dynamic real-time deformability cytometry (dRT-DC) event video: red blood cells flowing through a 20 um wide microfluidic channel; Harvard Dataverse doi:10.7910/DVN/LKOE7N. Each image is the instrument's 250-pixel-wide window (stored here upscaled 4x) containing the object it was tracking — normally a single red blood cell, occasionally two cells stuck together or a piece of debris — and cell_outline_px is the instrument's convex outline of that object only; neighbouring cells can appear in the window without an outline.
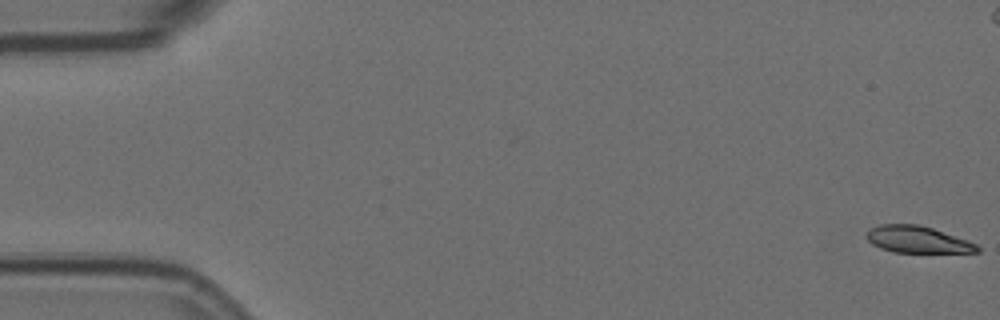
{"species": "Egyptian fruit bat (a non-hibernating species)", "species_latin": "Rousettus aegyptiacus", "temperature_condition": "room temperature", "stored_images_in_passage": 58, "camera_frame_rate_fps": 3000, "um_per_image_px": 0.085, "animal": {"sex": "female"}, "frame": {"image": 1, "passage_image": 1, "time_ms": 0.0, "image_size_px": [1000, 320], "cell_outline_px": [[980, 252], [892, 252], [880, 248], [872, 244], [864, 236], [872, 228], [880, 224], [916, 224], [932, 228], [968, 240], [976, 244], [980, 248]], "centroid_in_image_um": [77.97, 20.36], "position_along_channel_um": 7.0, "area_um2": 17.17}}
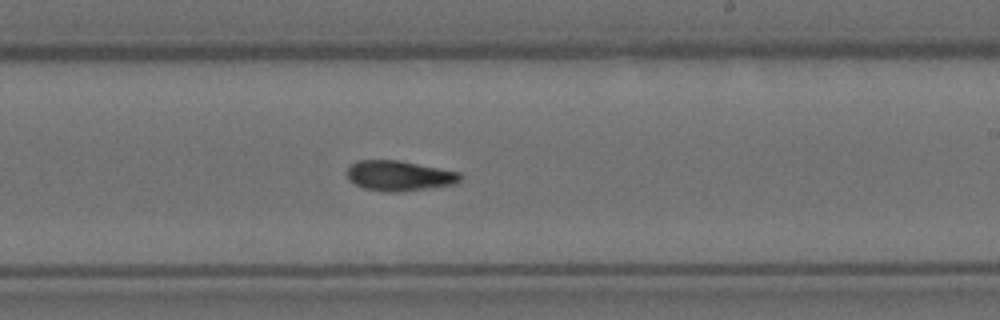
{"frame": {"image": 2, "passage_image": 34, "time_ms": 11.0, "image_size_px": [1000, 320], "cell_outline_px": [[464, 176], [456, 184], [396, 192], [388, 192], [364, 188], [348, 180], [348, 168], [356, 160], [400, 160], [460, 172]], "centroid_in_image_um": [33.96, 14.93], "position_along_channel_um": 255.0, "area_um2": 19.88}}
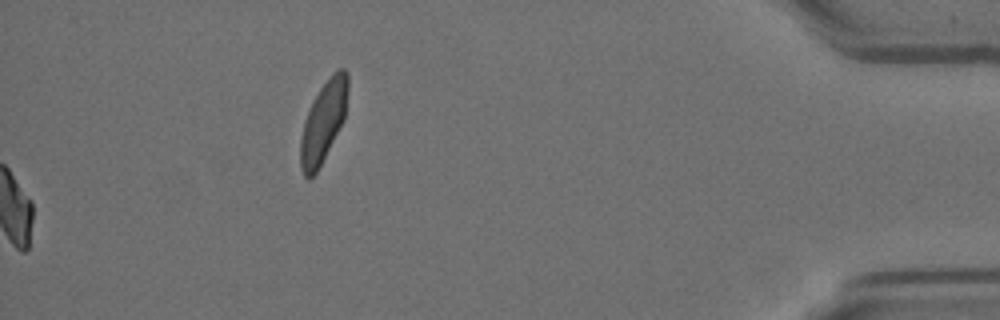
{"frame": {"image": 3, "passage_image": 58, "time_ms": 19.0, "image_size_px": [1000, 320], "cell_outline_px": [[348, 92], [344, 120], [316, 172], [308, 180], [304, 176], [300, 168], [300, 136], [304, 120], [320, 88], [332, 72], [340, 68], [344, 68], [348, 72]], "centroid_in_image_um": [27.48, 10.33], "position_along_channel_um": 407.7, "area_um2": 22.2}}